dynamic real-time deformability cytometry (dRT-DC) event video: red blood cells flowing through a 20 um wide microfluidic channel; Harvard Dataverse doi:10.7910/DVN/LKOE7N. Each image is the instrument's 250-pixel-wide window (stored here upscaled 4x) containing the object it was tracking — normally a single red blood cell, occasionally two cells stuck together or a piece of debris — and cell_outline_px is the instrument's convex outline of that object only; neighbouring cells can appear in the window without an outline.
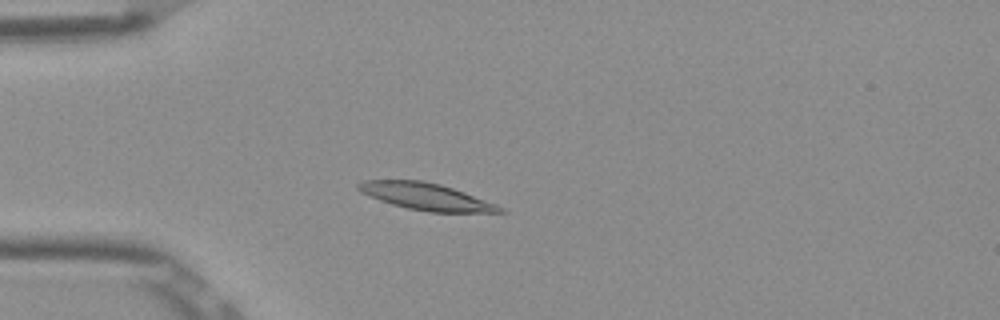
{"species": "Egyptian fruit bat (a non-hibernating species)", "species_latin": "Rousettus aegyptiacus", "temperature_condition": "room temperature", "stored_images_in_passage": 50, "camera_frame_rate_fps": 3000, "um_per_image_px": 0.085, "frame": {"image": 1, "passage_image": 12, "time_ms": 3.667, "image_size_px": [1000, 320], "cell_outline_px": [[508, 212], [428, 212], [408, 208], [392, 204], [380, 200], [360, 192], [356, 188], [356, 184], [360, 180], [420, 180], [440, 184], [464, 192], [496, 204], [504, 208]], "centroid_in_image_um": [36.18, 16.7], "position_along_channel_um": 48.8, "area_um2": 22.08}}
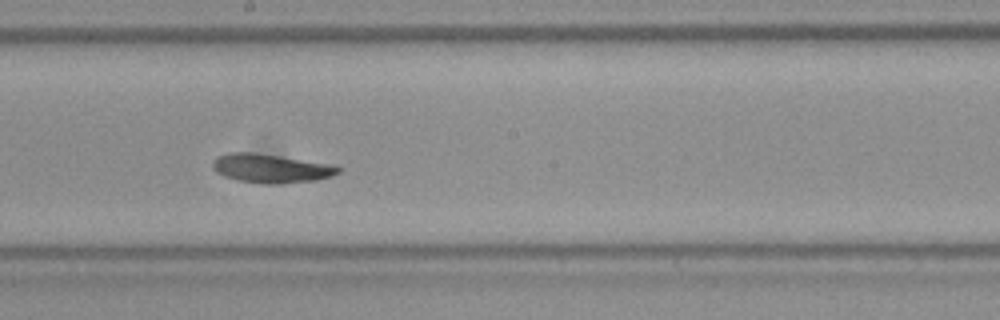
{"frame": {"image": 2, "passage_image": 27, "time_ms": 8.667, "image_size_px": [1000, 320], "cell_outline_px": [[340, 172], [332, 176], [316, 180], [280, 184], [264, 184], [236, 180], [224, 176], [216, 172], [212, 168], [212, 160], [216, 156], [228, 152], [252, 152], [336, 164], [340, 168]], "centroid_in_image_um": [23.02, 14.31], "position_along_channel_um": 225.2, "area_um2": 21.5}}
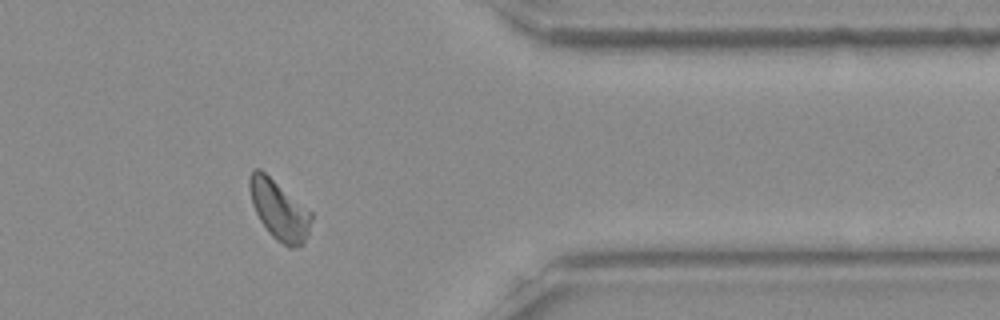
{"frame": {"image": 3, "passage_image": 41, "time_ms": 13.333, "image_size_px": [1000, 320], "cell_outline_px": [[312, 220], [308, 236], [304, 244], [292, 248], [288, 248], [276, 240], [268, 232], [260, 220], [252, 204], [248, 184], [248, 180], [252, 168], [260, 168], [312, 212]], "centroid_in_image_um": [23.73, 17.86], "position_along_channel_um": 387.7, "area_um2": 21.62}, "authors_computed_cell_mechanics": {"area_um2": 21.0392, "velocity_mm_per_s": 3.8323, "shape_relaxation_time_tau1_ms": 2.8496, "shape_relaxation_time_tau2_ms": 3.2396, "deformation_change_tau1": 0.1083, "deformation_change_tau2": 0.0984}}